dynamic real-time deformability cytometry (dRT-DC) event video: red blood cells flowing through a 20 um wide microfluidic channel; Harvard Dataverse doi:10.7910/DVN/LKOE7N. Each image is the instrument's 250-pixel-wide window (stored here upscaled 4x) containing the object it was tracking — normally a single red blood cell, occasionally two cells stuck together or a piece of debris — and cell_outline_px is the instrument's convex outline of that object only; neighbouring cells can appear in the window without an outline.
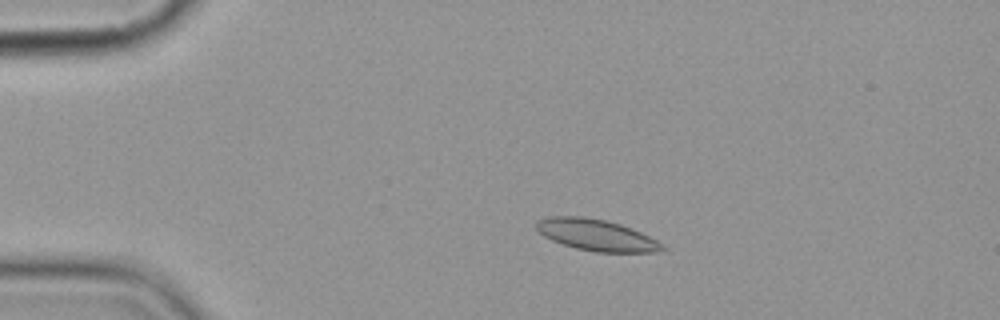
{"species": "common noctule bat (a hibernating species)", "species_latin": "Nyctalus noctula", "temperature_condition": "cold", "stored_images_in_passage": 7, "camera_frame_rate_fps": 3000, "um_per_image_px": 0.085, "animal": {"sex": "female", "body_mass_g": 19.9}, "frame": {"image": 1, "passage_image": 3, "time_ms": 2.333, "image_size_px": [1000, 320], "cell_outline_px": [[668, 248], [660, 252], [596, 252], [576, 248], [552, 240], [544, 236], [536, 228], [536, 220], [548, 216], [584, 216], [604, 220], [620, 224], [640, 232], [656, 240]], "centroid_in_image_um": [50.69, 19.97], "position_along_channel_um": 34.3, "area_um2": 22.95}}
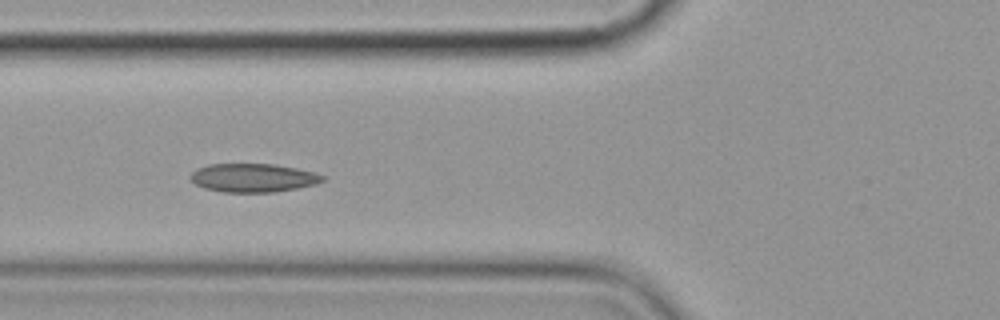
{"frame": {"image": 2, "passage_image": 6, "time_ms": 5.667, "image_size_px": [1000, 320], "cell_outline_px": [[328, 176], [324, 180], [316, 184], [276, 192], [224, 192], [204, 188], [196, 184], [188, 176], [196, 168], [208, 164], [276, 164], [296, 168]], "centroid_in_image_um": [21.51, 15.11], "position_along_channel_um": 104.3, "area_um2": 22.08}}
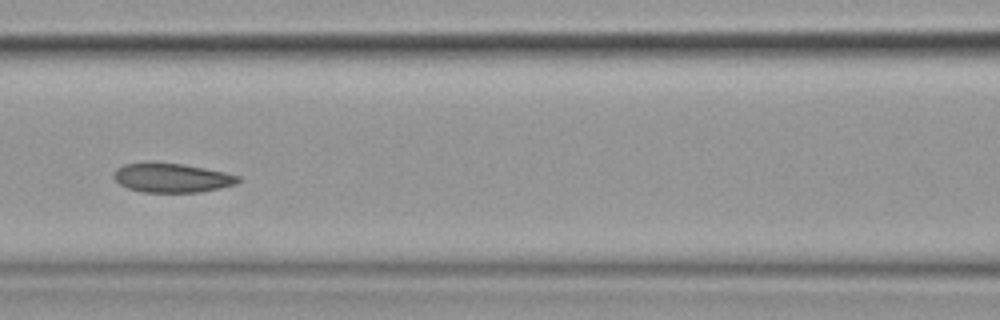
{"frame": {"image": 3, "passage_image": 7, "time_ms": 7.0, "image_size_px": [1000, 320], "cell_outline_px": [[240, 180], [236, 184], [220, 188], [200, 192], [140, 192], [128, 188], [120, 184], [112, 176], [116, 168], [124, 164], [180, 164], [204, 168], [224, 172], [240, 176]], "centroid_in_image_um": [14.62, 15.14], "position_along_channel_um": 152.0, "area_um2": 20.69}}